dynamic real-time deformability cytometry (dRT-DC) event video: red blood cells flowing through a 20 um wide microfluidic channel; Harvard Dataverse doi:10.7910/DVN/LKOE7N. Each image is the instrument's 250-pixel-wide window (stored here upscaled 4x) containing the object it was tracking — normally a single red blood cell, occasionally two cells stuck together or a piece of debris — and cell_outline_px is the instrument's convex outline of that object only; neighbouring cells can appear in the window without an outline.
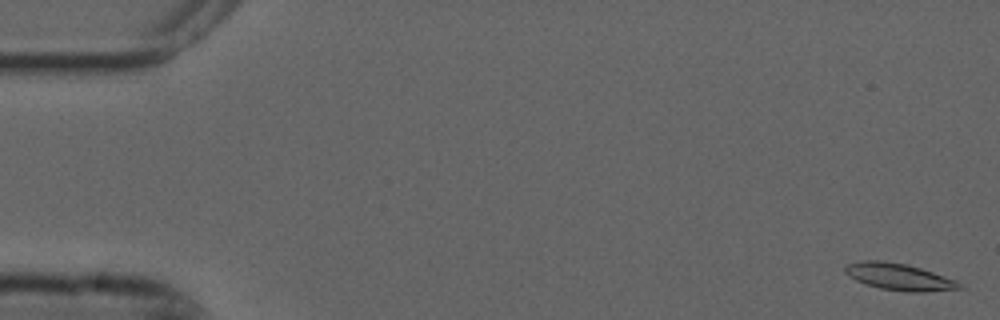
{"species": "common noctule bat (a hibernating species)", "species_latin": "Nyctalus noctula", "temperature_condition": "cold", "stored_images_in_passage": 5, "camera_frame_rate_fps": 3000, "um_per_image_px": 0.085, "animal": {"sex": "male", "forearm_length_mm": 52.5}, "frame": {"image": 1, "passage_image": 1, "time_ms": 0.0, "image_size_px": [1000, 320], "cell_outline_px": [[964, 288], [924, 292], [908, 292], [880, 288], [856, 280], [844, 272], [844, 268], [848, 264], [864, 260], [880, 260], [904, 264], [920, 268], [956, 280]], "centroid_in_image_um": [76.43, 23.53], "position_along_channel_um": 8.6, "area_um2": 17.51}}